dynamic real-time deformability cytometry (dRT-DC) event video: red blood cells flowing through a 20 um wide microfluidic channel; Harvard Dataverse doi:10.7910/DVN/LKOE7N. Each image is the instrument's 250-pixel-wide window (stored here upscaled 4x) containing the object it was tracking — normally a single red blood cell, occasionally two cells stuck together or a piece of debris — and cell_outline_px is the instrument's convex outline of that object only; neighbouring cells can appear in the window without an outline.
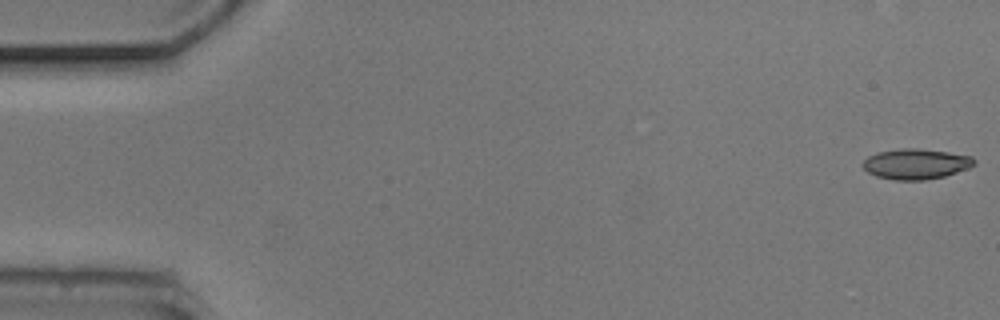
{"species": "common noctule bat (a hibernating species)", "species_latin": "Nyctalus noctula", "temperature_condition": "cold", "stored_images_in_passage": 14, "camera_frame_rate_fps": 3000, "um_per_image_px": 0.085, "animal": {"sex": "male", "body_mass_g": 20.5, "forearm_length_mm": 52.5}, "frame": {"image": 1, "passage_image": 1, "time_ms": 0.0, "image_size_px": [1000, 320], "cell_outline_px": [[976, 164], [968, 168], [944, 176], [924, 180], [896, 180], [876, 176], [868, 172], [864, 168], [864, 160], [868, 156], [876, 152], [900, 148], [916, 148], [948, 152], [972, 156], [976, 160]], "centroid_in_image_um": [77.86, 13.93], "position_along_channel_um": 7.1, "area_um2": 19.71}}
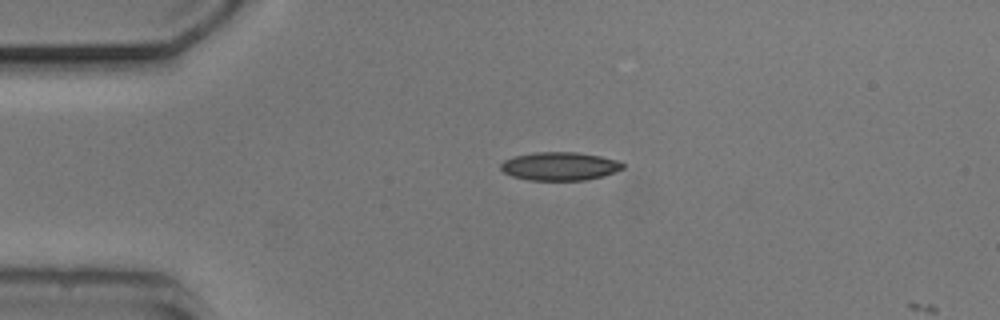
{"frame": {"image": 2, "passage_image": 12, "time_ms": 3.667, "image_size_px": [1000, 320], "cell_outline_px": [[624, 168], [604, 176], [584, 180], [528, 180], [512, 176], [504, 172], [500, 168], [500, 164], [504, 160], [512, 156], [536, 152], [576, 152], [600, 156], [616, 160], [624, 164]], "centroid_in_image_um": [47.55, 14.13], "position_along_channel_um": 37.4, "area_um2": 20.17}}